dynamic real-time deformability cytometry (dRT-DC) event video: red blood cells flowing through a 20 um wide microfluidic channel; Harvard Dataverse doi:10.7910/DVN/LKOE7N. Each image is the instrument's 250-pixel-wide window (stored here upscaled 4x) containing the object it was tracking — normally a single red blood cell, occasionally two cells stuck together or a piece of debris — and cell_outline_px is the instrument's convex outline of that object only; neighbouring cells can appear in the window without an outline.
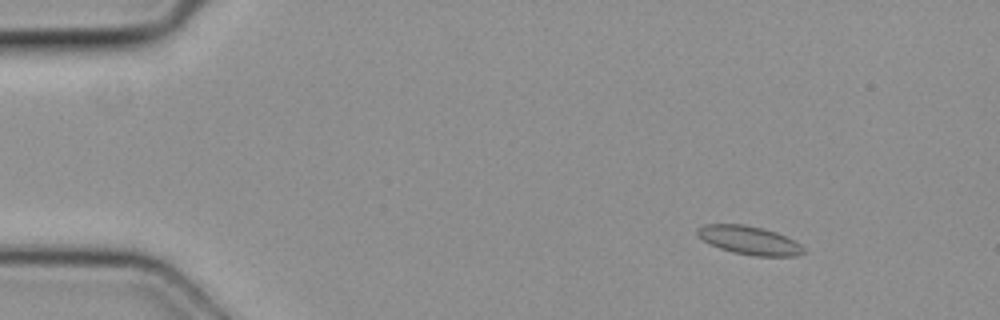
{"species": "common noctule bat (a hibernating species)", "species_latin": "Nyctalus noctula", "temperature_condition": "cold", "stored_images_in_passage": 23, "camera_frame_rate_fps": 3000, "um_per_image_px": 0.085, "animal": {"sex": "female", "body_mass_g": 19.3, "forearm_length_mm": 54.1}, "frame": {"image": 1, "passage_image": 6, "time_ms": 1.667, "image_size_px": [1000, 320], "cell_outline_px": [[804, 252], [796, 256], [756, 256], [732, 252], [720, 248], [696, 236], [696, 228], [704, 224], [744, 224], [764, 228], [776, 232], [800, 244], [804, 248]], "centroid_in_image_um": [63.65, 20.41], "position_along_channel_um": 21.3, "area_um2": 17.57}}
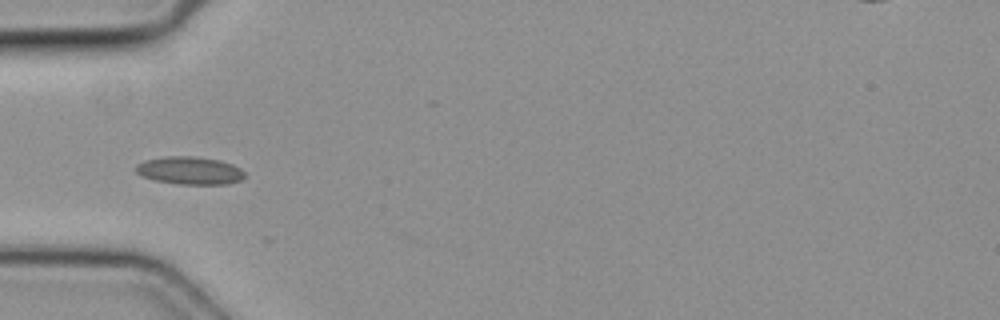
{"frame": {"image": 2, "passage_image": 16, "time_ms": 5.0, "image_size_px": [1000, 320], "cell_outline_px": [[244, 176], [240, 180], [228, 184], [176, 184], [152, 180], [140, 176], [136, 172], [136, 164], [144, 160], [164, 156], [196, 156], [220, 160], [232, 164], [240, 168], [244, 172]], "centroid_in_image_um": [16.08, 14.49], "position_along_channel_um": 68.9, "area_um2": 17.86}}
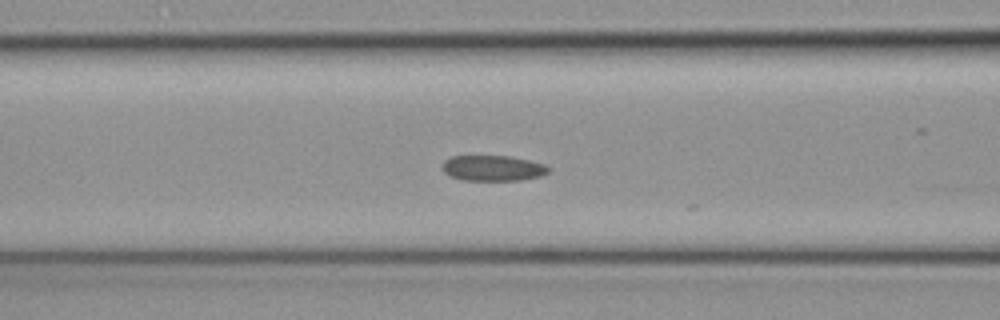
{"frame": {"image": 3, "passage_image": 20, "time_ms": 6.333, "image_size_px": [1000, 320], "cell_outline_px": [[548, 172], [540, 176], [520, 180], [460, 180], [444, 172], [440, 168], [444, 160], [452, 156], [508, 156], [528, 160], [544, 164], [548, 168]], "centroid_in_image_um": [41.84, 14.29], "position_along_channel_um": 124.8, "area_um2": 15.72}}